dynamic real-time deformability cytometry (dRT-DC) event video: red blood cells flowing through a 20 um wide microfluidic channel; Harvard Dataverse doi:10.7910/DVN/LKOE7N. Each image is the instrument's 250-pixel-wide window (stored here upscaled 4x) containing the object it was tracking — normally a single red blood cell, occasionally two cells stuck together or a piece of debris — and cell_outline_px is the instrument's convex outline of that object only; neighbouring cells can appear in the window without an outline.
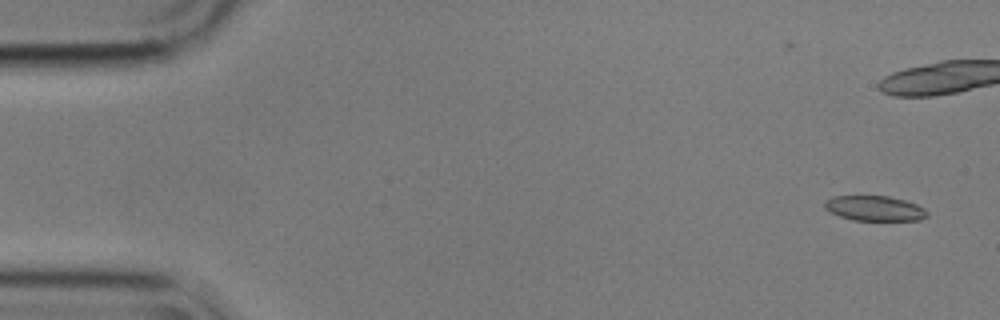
{"species": "common noctule bat (a hibernating species)", "species_latin": "Nyctalus noctula", "temperature_condition": "cold", "stored_images_in_passage": 57, "camera_frame_rate_fps": 3000, "um_per_image_px": 0.085, "animal": {"sex": "male", "body_mass_g": 17.9}, "frame": {"image": 1, "passage_image": 3, "time_ms": 0.667, "image_size_px": [1000, 320], "cell_outline_px": [[928, 216], [920, 220], [852, 220], [828, 212], [824, 208], [824, 200], [832, 196], [888, 196], [904, 200], [916, 204], [924, 208], [928, 212]], "centroid_in_image_um": [74.31, 17.71], "position_along_channel_um": 10.7, "area_um2": 15.09}}
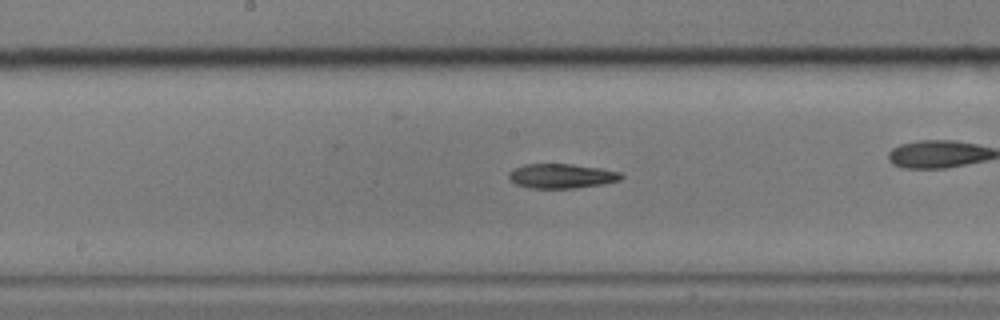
{"frame": {"image": 2, "passage_image": 29, "time_ms": 9.333, "image_size_px": [1000, 320], "cell_outline_px": [[624, 176], [620, 180], [604, 184], [576, 188], [528, 188], [516, 184], [508, 180], [508, 172], [512, 168], [524, 164], [572, 164], [600, 168], [620, 172]], "centroid_in_image_um": [47.69, 14.96], "position_along_channel_um": 200.5, "area_um2": 16.3}}
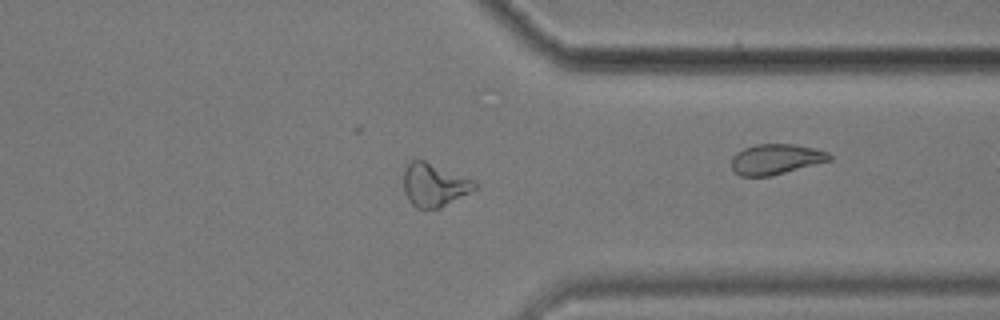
{"frame": {"image": 3, "passage_image": 44, "time_ms": 14.333, "image_size_px": [1000, 320], "cell_outline_px": [[476, 188], [440, 208], [424, 212], [416, 208], [408, 200], [404, 192], [404, 168], [412, 160], [424, 160], [476, 180]], "centroid_in_image_um": [36.88, 15.75], "position_along_channel_um": 374.5, "area_um2": 18.15}, "authors_computed_cell_mechanics": {"area_um2": 16.2996, "velocity_mm_per_s": 3.5621, "shape_relaxation_time_tau1_ms": 5.496, "shape_relaxation_time_tau2_ms": 11.238, "deformation_change_tau1": 0.1752, "deformation_change_tau2": 0.2723}}